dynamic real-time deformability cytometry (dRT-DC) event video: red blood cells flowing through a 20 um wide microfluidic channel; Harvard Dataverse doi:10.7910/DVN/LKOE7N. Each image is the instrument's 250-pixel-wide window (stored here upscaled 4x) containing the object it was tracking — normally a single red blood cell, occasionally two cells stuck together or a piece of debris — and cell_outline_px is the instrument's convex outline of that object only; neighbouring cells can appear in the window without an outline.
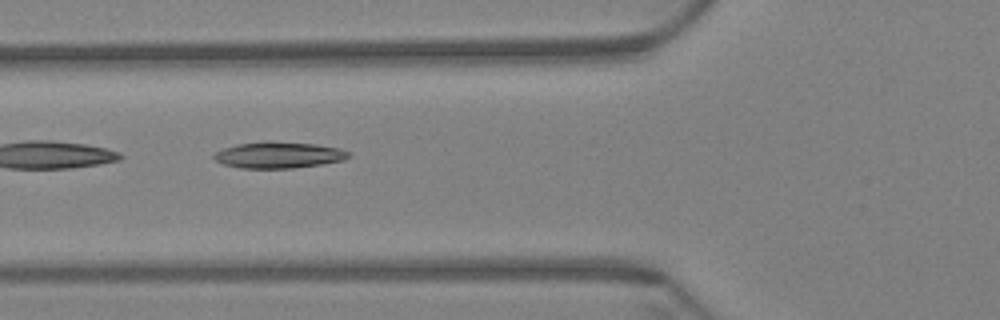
{"species": "Egyptian fruit bat (a non-hibernating species)", "species_latin": "Rousettus aegyptiacus", "temperature_condition": "warm", "stored_images_in_passage": 11, "camera_frame_rate_fps": 3000, "um_per_image_px": 0.085, "animal": {"sex": "female"}, "frame": {"image": 1, "passage_image": 4, "time_ms": 1.0, "image_size_px": [1000, 320], "cell_outline_px": [[352, 156], [344, 160], [320, 164], [292, 168], [240, 168], [224, 164], [216, 160], [212, 156], [216, 152], [224, 148], [240, 144], [268, 140], [316, 144], [340, 148], [348, 152]], "centroid_in_image_um": [23.71, 13.16], "position_along_channel_um": 102.1, "area_um2": 20.63}}